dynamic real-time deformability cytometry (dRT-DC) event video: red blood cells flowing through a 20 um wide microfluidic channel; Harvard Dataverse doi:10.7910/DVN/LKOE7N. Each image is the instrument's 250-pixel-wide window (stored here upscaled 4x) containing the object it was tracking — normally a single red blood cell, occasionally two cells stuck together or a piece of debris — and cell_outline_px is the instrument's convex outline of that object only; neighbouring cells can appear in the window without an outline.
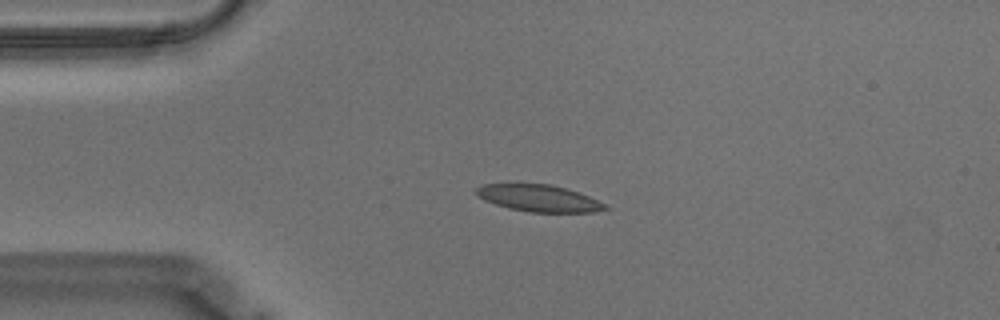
{"species": "Egyptian fruit bat (a non-hibernating species)", "species_latin": "Rousettus aegyptiacus", "temperature_condition": "warm", "stored_images_in_passage": 45, "camera_frame_rate_fps": 3000, "um_per_image_px": 0.085, "animal": {"sex": "male"}, "frame": {"image": 1, "passage_image": 1, "time_ms": 0.0, "image_size_px": [1000, 320], "cell_outline_px": [[608, 208], [592, 212], [528, 212], [508, 208], [484, 200], [476, 192], [476, 188], [484, 184], [548, 184], [564, 188], [588, 196], [604, 204]], "centroid_in_image_um": [45.77, 16.85], "position_along_channel_um": 39.2, "area_um2": 19.65}}
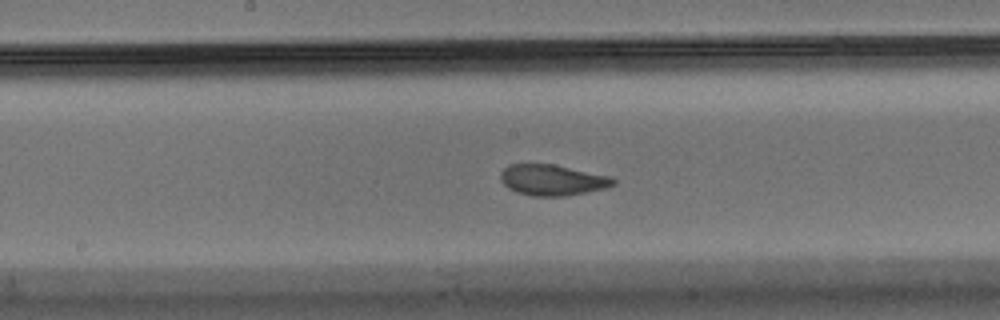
{"frame": {"image": 2, "passage_image": 17, "time_ms": 5.333, "image_size_px": [1000, 320], "cell_outline_px": [[616, 184], [608, 188], [564, 196], [532, 196], [516, 192], [508, 188], [500, 180], [500, 172], [508, 164], [552, 164], [612, 176], [616, 180]], "centroid_in_image_um": [46.96, 15.3], "position_along_channel_um": 201.2, "area_um2": 20.46}}
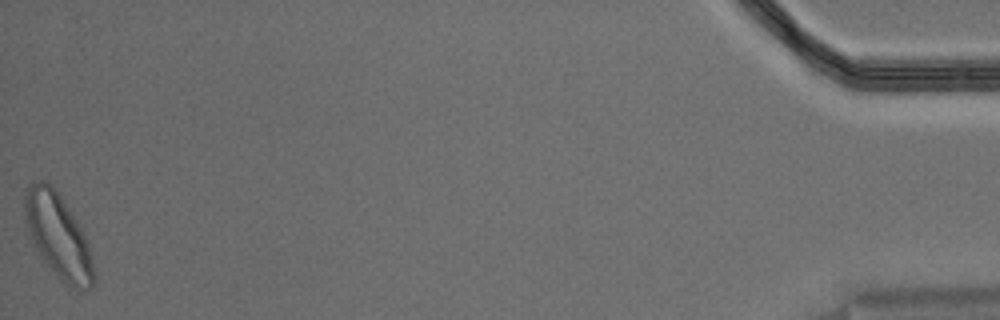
{"frame": {"image": 3, "passage_image": 45, "time_ms": 14.667, "image_size_px": [1000, 320], "cell_outline_px": [[96, 280], [92, 288], [72, 288], [60, 280], [44, 260], [36, 248], [28, 232], [24, 220], [24, 196], [28, 184], [32, 180], [44, 180], [60, 196], [68, 208], [80, 228], [88, 244], [96, 276]], "centroid_in_image_um": [4.92, 20.05], "position_along_channel_um": 430.3, "area_um2": 33.41}, "authors_computed_cell_mechanics": {"area_um2": 20.9814, "velocity_mm_per_s": 3.5087, "shape_relaxation_time_tau1_ms": 4.1559, "shape_relaxation_time_tau2_ms": 1.4404, "deformation_change_tau1": 0.1632, "deformation_change_tau2": 0.0538}}